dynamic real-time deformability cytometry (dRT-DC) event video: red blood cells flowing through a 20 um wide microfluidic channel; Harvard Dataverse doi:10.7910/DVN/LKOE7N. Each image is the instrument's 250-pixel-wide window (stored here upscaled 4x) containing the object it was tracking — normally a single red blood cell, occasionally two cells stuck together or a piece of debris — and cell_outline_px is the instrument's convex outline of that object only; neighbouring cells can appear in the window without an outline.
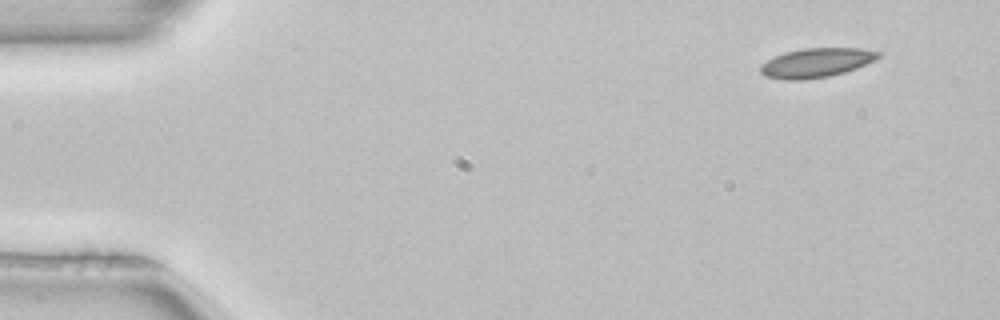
{"species": "common noctule bat (a hibernating species)", "species_latin": "Nyctalus noctula", "temperature_condition": "room temperature", "stored_images_in_passage": 48, "camera_frame_rate_fps": 3000, "um_per_image_px": 0.085, "animal": {"sex": "female", "body_mass_g": 22.7, "forearm_length_mm": 54.2}, "frame": {"image": 1, "passage_image": 1, "time_ms": 0.0, "image_size_px": [1000, 320], "cell_outline_px": [[880, 56], [856, 68], [844, 72], [828, 76], [804, 80], [784, 80], [764, 76], [760, 72], [760, 68], [768, 60], [784, 52], [804, 48], [860, 48], [880, 52]], "centroid_in_image_um": [69.35, 5.34], "position_along_channel_um": 15.6, "area_um2": 19.83}}
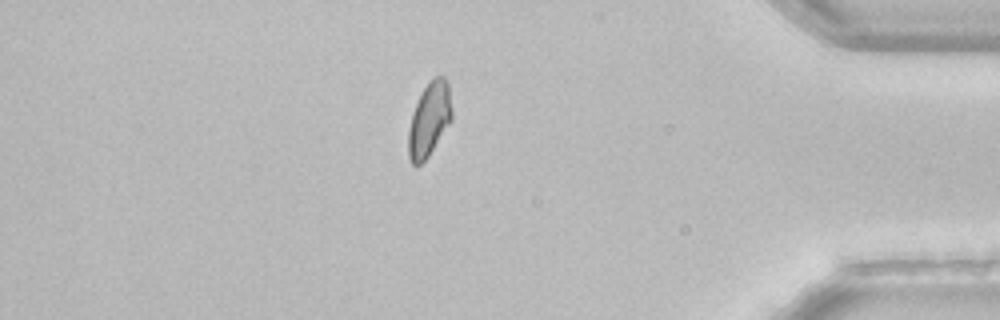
{"frame": {"image": 2, "passage_image": 41, "time_ms": 13.333, "image_size_px": [1000, 320], "cell_outline_px": [[452, 120], [428, 156], [416, 168], [412, 164], [408, 156], [408, 128], [412, 112], [428, 80], [436, 76], [444, 76], [448, 80], [452, 112]], "centroid_in_image_um": [36.48, 10.14], "position_along_channel_um": 398.7, "area_um2": 18.9}}
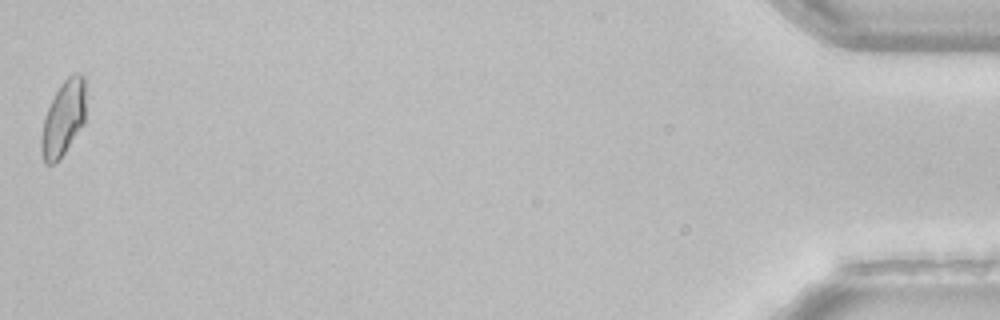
{"frame": {"image": 3, "passage_image": 48, "time_ms": 15.667, "image_size_px": [1000, 320], "cell_outline_px": [[84, 124], [64, 152], [52, 164], [44, 164], [40, 148], [40, 136], [44, 116], [60, 84], [68, 76], [80, 72], [84, 76]], "centroid_in_image_um": [5.35, 10.06], "position_along_channel_um": 429.8, "area_um2": 19.25}}